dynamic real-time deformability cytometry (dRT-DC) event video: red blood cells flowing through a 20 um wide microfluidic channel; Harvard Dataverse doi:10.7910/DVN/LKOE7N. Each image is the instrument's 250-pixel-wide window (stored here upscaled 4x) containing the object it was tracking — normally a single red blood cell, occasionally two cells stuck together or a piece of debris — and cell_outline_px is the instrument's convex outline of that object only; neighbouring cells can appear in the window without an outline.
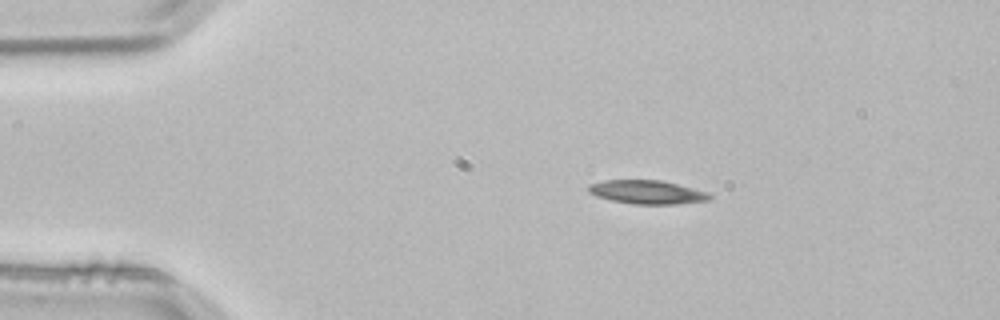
{"species": "common noctule bat (a hibernating species)", "species_latin": "Nyctalus noctula", "temperature_condition": "room temperature", "stored_images_in_passage": 2, "camera_frame_rate_fps": 3000, "um_per_image_px": 0.085, "animal": {"sex": "male", "body_mass_g": 21.5, "forearm_length_mm": 52.0}, "frame": {"image": 1, "passage_image": 1, "time_ms": 0.0, "image_size_px": [1000, 320], "cell_outline_px": [[712, 196], [708, 200], [676, 204], [632, 204], [612, 200], [596, 196], [588, 192], [588, 184], [604, 180], [660, 180], [708, 192]], "centroid_in_image_um": [54.96, 16.33], "position_along_channel_um": 30.0, "area_um2": 16.59}}